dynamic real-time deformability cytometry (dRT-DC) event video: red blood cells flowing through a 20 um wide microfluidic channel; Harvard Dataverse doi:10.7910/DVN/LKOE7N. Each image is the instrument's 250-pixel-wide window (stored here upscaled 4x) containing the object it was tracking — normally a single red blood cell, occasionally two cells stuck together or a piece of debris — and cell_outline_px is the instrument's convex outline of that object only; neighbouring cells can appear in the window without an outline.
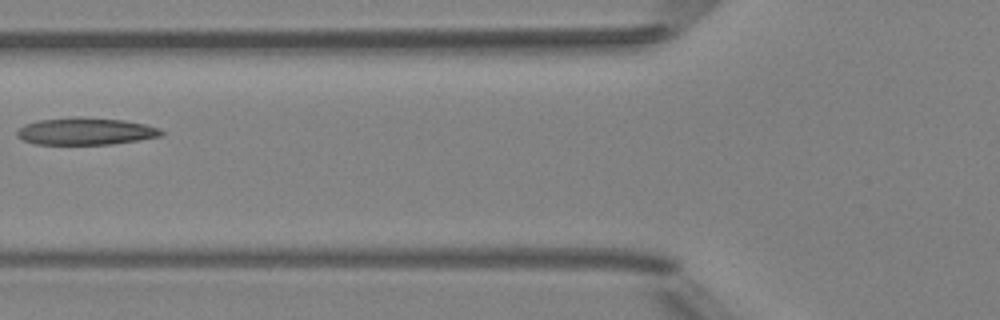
{"species": "Egyptian fruit bat (a non-hibernating species)", "species_latin": "Rousettus aegyptiacus", "temperature_condition": "room temperature", "stored_images_in_passage": 4, "camera_frame_rate_fps": 3000, "um_per_image_px": 0.085, "animal": {"sex": "female"}, "frame": {"image": 1, "passage_image": 2, "time_ms": 1.333, "image_size_px": [1000, 320], "cell_outline_px": [[164, 132], [160, 136], [112, 144], [36, 144], [24, 140], [16, 136], [16, 132], [24, 124], [40, 120], [72, 116], [84, 116], [124, 120], [144, 124], [160, 128]], "centroid_in_image_um": [7.26, 11.14], "position_along_channel_um": 118.5, "area_um2": 22.89}}
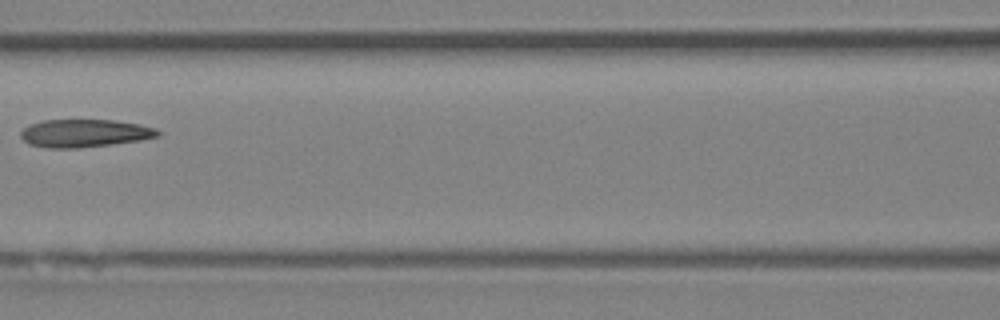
{"frame": {"image": 2, "passage_image": 3, "time_ms": 2.333, "image_size_px": [1000, 320], "cell_outline_px": [[160, 136], [140, 140], [112, 144], [76, 148], [48, 148], [28, 144], [20, 136], [20, 132], [28, 124], [40, 120], [116, 120], [140, 124], [156, 128], [160, 132]], "centroid_in_image_um": [7.17, 11.32], "position_along_channel_um": 159.4, "area_um2": 22.43}}
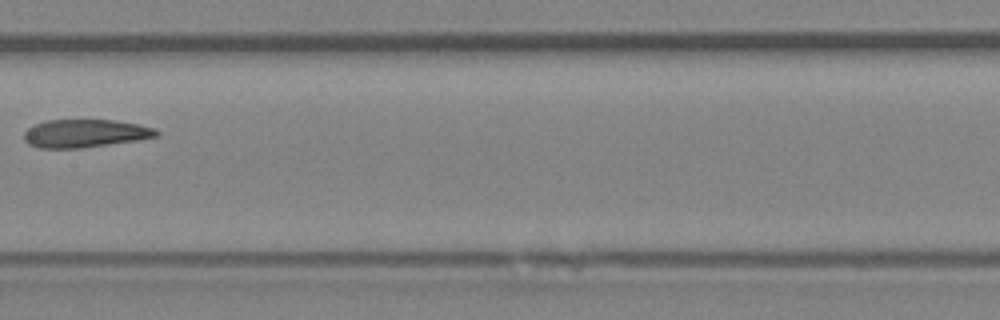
{"frame": {"image": 3, "passage_image": 4, "time_ms": 3.333, "image_size_px": [1000, 320], "cell_outline_px": [[160, 132], [156, 136], [136, 140], [80, 148], [40, 148], [28, 144], [24, 140], [24, 132], [28, 128], [36, 124], [48, 120], [116, 120], [140, 124], [156, 128]], "centroid_in_image_um": [7.24, 11.33], "position_along_channel_um": 200.2, "area_um2": 21.56}}